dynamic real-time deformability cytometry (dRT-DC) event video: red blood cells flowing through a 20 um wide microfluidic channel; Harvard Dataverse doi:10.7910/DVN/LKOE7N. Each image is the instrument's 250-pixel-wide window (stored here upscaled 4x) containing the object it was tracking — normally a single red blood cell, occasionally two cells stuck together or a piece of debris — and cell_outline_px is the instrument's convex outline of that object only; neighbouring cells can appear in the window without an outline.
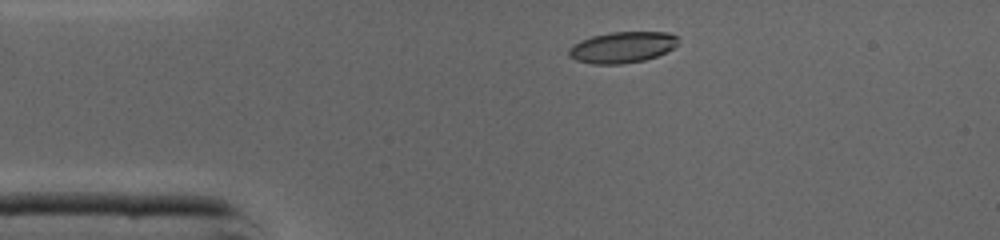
{"species": "common noctule bat (a hibernating species)", "species_latin": "Nyctalus noctula", "temperature_condition": "cold", "stored_images_in_passage": 38, "camera_frame_rate_fps": 3000, "um_per_image_px": 0.085, "animal": {"sex": "male", "body_mass_g": 19.0, "forearm_length_mm": 50.8}, "frame": {"image": 1, "passage_image": 1, "time_ms": 0.0, "image_size_px": [1000, 240], "cell_outline_px": [[680, 36], [676, 44], [672, 48], [656, 56], [644, 60], [620, 64], [592, 64], [576, 60], [568, 56], [568, 48], [572, 44], [580, 40], [592, 36], [612, 32], [668, 32]], "centroid_in_image_um": [52.86, 4.01], "position_along_channel_um": 32.1, "area_um2": 19.88}}
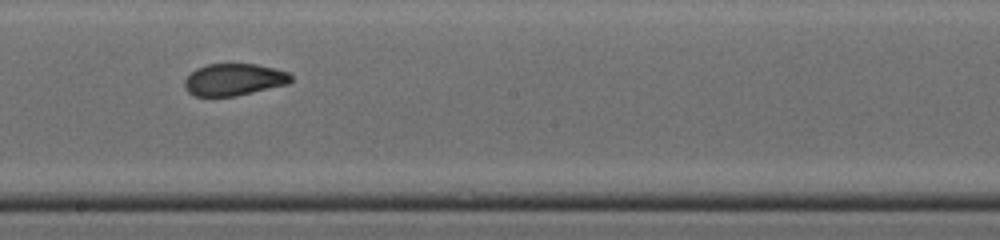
{"frame": {"image": 2, "passage_image": 17, "time_ms": 5.333, "image_size_px": [1000, 240], "cell_outline_px": [[292, 80], [288, 84], [236, 96], [196, 96], [188, 92], [184, 88], [184, 80], [196, 68], [208, 64], [256, 64], [276, 68], [288, 72], [292, 76]], "centroid_in_image_um": [19.9, 6.76], "position_along_channel_um": 228.3, "area_um2": 19.88}}
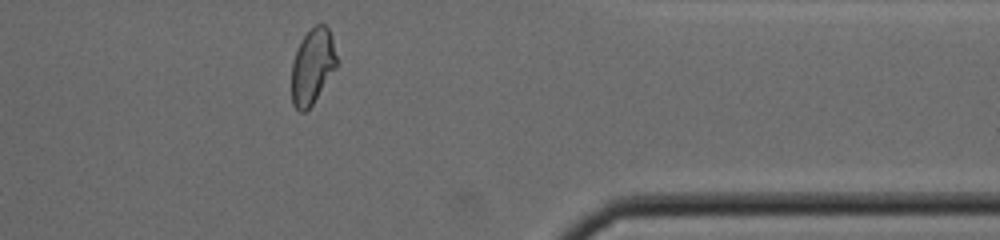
{"frame": {"image": 3, "passage_image": 29, "time_ms": 9.333, "image_size_px": [1000, 240], "cell_outline_px": [[336, 68], [312, 104], [304, 112], [300, 112], [292, 104], [292, 64], [296, 52], [304, 36], [316, 24], [324, 24], [328, 28], [332, 36], [336, 56]], "centroid_in_image_um": [26.56, 5.64], "position_along_channel_um": 384.8, "area_um2": 19.42}, "authors_computed_cell_mechanics": {"area_um2": 20.6346, "velocity_mm_per_s": 4.3729, "shape_relaxation_time_tau1_ms": 6.8103, "shape_relaxation_time_tau2_ms": 1.4762, "deformation_change_tau1": 0.2137, "deformation_change_tau2": 0.0618}}